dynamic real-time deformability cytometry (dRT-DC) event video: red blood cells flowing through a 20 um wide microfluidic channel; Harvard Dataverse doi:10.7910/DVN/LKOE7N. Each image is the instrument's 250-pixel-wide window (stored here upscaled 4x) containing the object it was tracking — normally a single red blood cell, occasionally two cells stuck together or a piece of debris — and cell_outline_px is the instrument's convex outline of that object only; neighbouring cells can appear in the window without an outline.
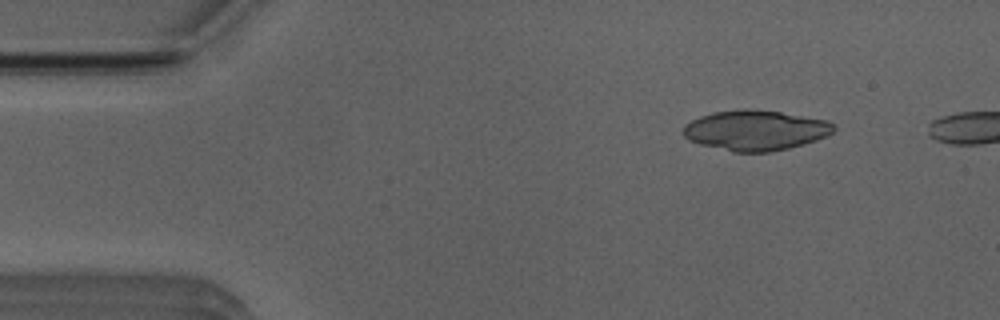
{"species": "Egyptian fruit bat (a non-hibernating species)", "species_latin": "Rousettus aegyptiacus", "temperature_condition": "room temperature", "stored_images_in_passage": 37, "camera_frame_rate_fps": 3000, "um_per_image_px": 0.085, "animal": {"sex": "male"}, "frame": {"image": 1, "passage_image": 1, "time_ms": 0.0, "image_size_px": [1000, 320], "cell_outline_px": [[836, 128], [832, 132], [816, 140], [788, 148], [768, 152], [736, 152], [700, 144], [688, 140], [684, 136], [684, 124], [700, 116], [712, 112], [780, 112], [828, 120], [836, 124]], "centroid_in_image_um": [64.23, 11.11], "position_along_channel_um": 20.8, "area_um2": 34.16}}